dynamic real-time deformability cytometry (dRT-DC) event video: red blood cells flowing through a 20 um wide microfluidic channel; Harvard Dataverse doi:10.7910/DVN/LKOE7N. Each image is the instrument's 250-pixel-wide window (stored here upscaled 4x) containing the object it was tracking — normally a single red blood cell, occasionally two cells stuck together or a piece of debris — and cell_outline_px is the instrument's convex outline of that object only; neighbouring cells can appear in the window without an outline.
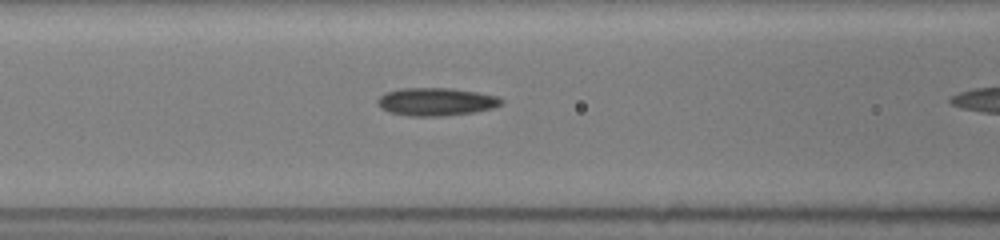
{"species": "common noctule bat (a hibernating species)", "species_latin": "Nyctalus noctula", "temperature_condition": "room temperature", "stored_images_in_passage": 5, "camera_frame_rate_fps": 3000, "um_per_image_px": 0.085, "animal": {"sex": "female", "body_mass_g": 19.5, "forearm_length_mm": 54.1}, "frame": {"image": 1, "passage_image": 4, "time_ms": 2.0, "image_size_px": [1000, 240], "cell_outline_px": [[504, 104], [492, 108], [472, 112], [444, 116], [408, 116], [388, 112], [380, 108], [376, 104], [376, 100], [384, 92], [400, 88], [452, 88], [476, 92], [496, 96], [504, 100]], "centroid_in_image_um": [37.01, 8.65], "position_along_channel_um": 129.6, "area_um2": 20.35}}